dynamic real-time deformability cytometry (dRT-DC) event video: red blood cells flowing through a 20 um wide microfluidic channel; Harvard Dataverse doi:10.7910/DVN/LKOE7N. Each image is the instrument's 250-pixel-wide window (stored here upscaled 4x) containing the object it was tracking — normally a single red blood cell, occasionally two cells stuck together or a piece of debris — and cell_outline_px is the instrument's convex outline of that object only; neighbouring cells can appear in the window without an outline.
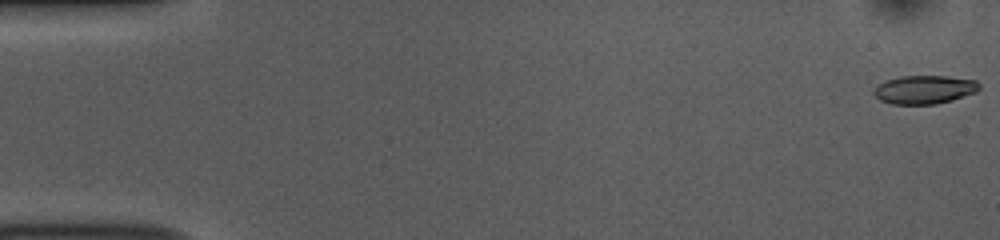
{"species": "common noctule bat (a hibernating species)", "species_latin": "Nyctalus noctula", "temperature_condition": "room temperature", "stored_images_in_passage": 53, "camera_frame_rate_fps": 3000, "um_per_image_px": 0.085, "animal": {"sex": "female", "body_mass_g": 10.0, "forearm_length_mm": 53.1}, "frame": {"image": 1, "passage_image": 1, "time_ms": 0.0, "image_size_px": [1000, 240], "cell_outline_px": [[980, 88], [976, 92], [952, 100], [936, 104], [892, 104], [880, 100], [872, 92], [880, 84], [888, 80], [900, 76], [948, 76], [976, 80], [980, 84]], "centroid_in_image_um": [78.61, 7.61], "position_along_channel_um": 6.4, "area_um2": 17.4}}
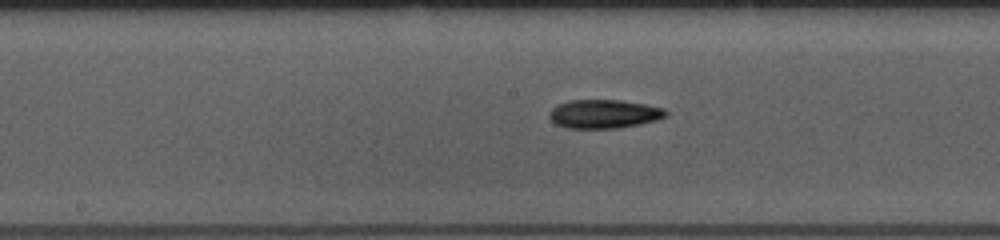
{"frame": {"image": 2, "passage_image": 27, "time_ms": 8.667, "image_size_px": [1000, 240], "cell_outline_px": [[668, 112], [664, 116], [656, 120], [640, 124], [616, 128], [568, 128], [556, 124], [548, 116], [548, 112], [552, 108], [568, 100], [620, 100], [644, 104], [664, 108]], "centroid_in_image_um": [51.32, 9.68], "position_along_channel_um": 196.9, "area_um2": 19.36}}
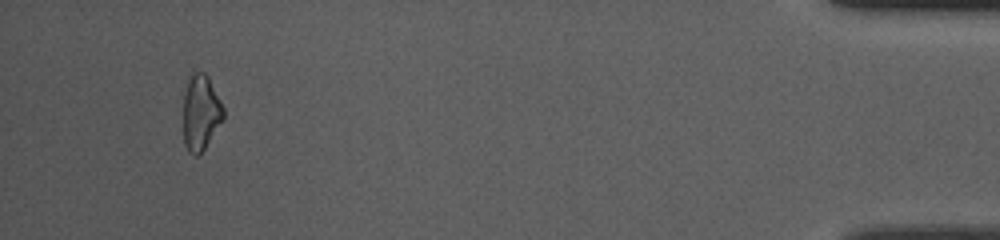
{"frame": {"image": 3, "passage_image": 50, "time_ms": 16.333, "image_size_px": [1000, 240], "cell_outline_px": [[224, 120], [204, 148], [196, 156], [188, 152], [184, 144], [180, 88], [192, 68], [204, 72], [208, 76], [224, 108]], "centroid_in_image_um": [16.97, 9.44], "position_along_channel_um": 418.2, "area_um2": 19.07}, "authors_computed_cell_mechanics": {"area_um2": 18.3804, "velocity_mm_per_s": 3.8228, "shape_relaxation_time_tau1_ms": 4.4304, "shape_relaxation_time_tau2_ms": 6.2816, "deformation_change_tau1": 0.1442, "deformation_change_tau2": 0.1595}}